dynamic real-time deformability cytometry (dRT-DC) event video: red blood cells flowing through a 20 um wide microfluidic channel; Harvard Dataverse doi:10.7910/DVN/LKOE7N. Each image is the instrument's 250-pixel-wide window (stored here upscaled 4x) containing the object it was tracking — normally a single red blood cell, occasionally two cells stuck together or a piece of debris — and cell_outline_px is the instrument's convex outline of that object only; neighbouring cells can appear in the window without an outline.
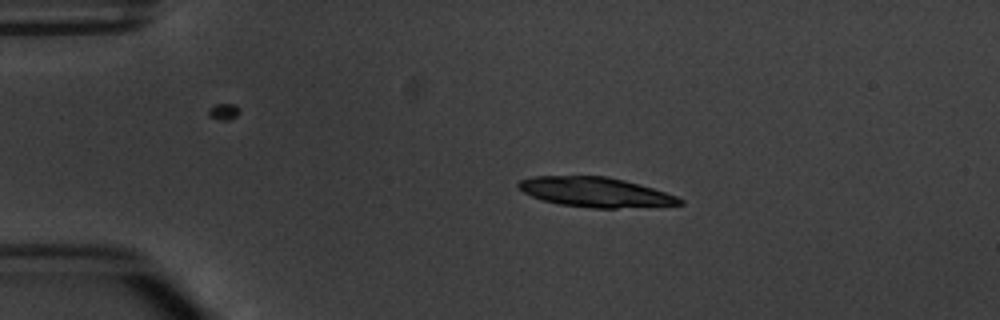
{"species": "common noctule bat (a hibernating species)", "species_latin": "Nyctalus noctula", "temperature_condition": "warm", "stored_images_in_passage": 3, "camera_frame_rate_fps": 3000, "um_per_image_px": 0.085, "animal": {"sex": "male", "body_mass_g": 20.1, "forearm_length_mm": 53.5}, "frame": {"image": 1, "passage_image": 2, "time_ms": 1.333, "image_size_px": [1000, 320], "cell_outline_px": [[684, 204], [616, 208], [592, 208], [560, 204], [544, 200], [532, 196], [524, 192], [516, 184], [520, 180], [532, 176], [608, 176], [640, 184], [676, 196], [684, 200]], "centroid_in_image_um": [50.6, 16.32], "position_along_channel_um": 34.4, "area_um2": 27.69}}